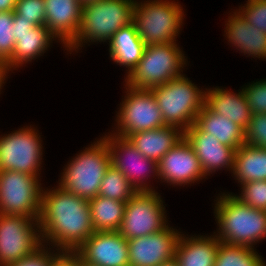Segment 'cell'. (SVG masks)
Returning <instances> with one entry per match:
<instances>
[{
  "label": "cell",
  "mask_w": 266,
  "mask_h": 266,
  "mask_svg": "<svg viewBox=\"0 0 266 266\" xmlns=\"http://www.w3.org/2000/svg\"><path fill=\"white\" fill-rule=\"evenodd\" d=\"M57 187L42 190L38 218L42 243L72 252L95 232L89 201Z\"/></svg>",
  "instance_id": "cell-1"
},
{
  "label": "cell",
  "mask_w": 266,
  "mask_h": 266,
  "mask_svg": "<svg viewBox=\"0 0 266 266\" xmlns=\"http://www.w3.org/2000/svg\"><path fill=\"white\" fill-rule=\"evenodd\" d=\"M214 215L216 237L222 243L254 249L266 238V211L241 203L232 193L217 196Z\"/></svg>",
  "instance_id": "cell-2"
},
{
  "label": "cell",
  "mask_w": 266,
  "mask_h": 266,
  "mask_svg": "<svg viewBox=\"0 0 266 266\" xmlns=\"http://www.w3.org/2000/svg\"><path fill=\"white\" fill-rule=\"evenodd\" d=\"M135 3L136 0H98L83 5L79 32L65 50L71 54L87 42H109L116 32L132 22Z\"/></svg>",
  "instance_id": "cell-3"
},
{
  "label": "cell",
  "mask_w": 266,
  "mask_h": 266,
  "mask_svg": "<svg viewBox=\"0 0 266 266\" xmlns=\"http://www.w3.org/2000/svg\"><path fill=\"white\" fill-rule=\"evenodd\" d=\"M65 166L58 186L88 201L95 198L101 181L111 166V156L106 140L99 138Z\"/></svg>",
  "instance_id": "cell-4"
},
{
  "label": "cell",
  "mask_w": 266,
  "mask_h": 266,
  "mask_svg": "<svg viewBox=\"0 0 266 266\" xmlns=\"http://www.w3.org/2000/svg\"><path fill=\"white\" fill-rule=\"evenodd\" d=\"M150 90L165 124L182 131L196 122L197 115L205 103V90H200L185 74Z\"/></svg>",
  "instance_id": "cell-5"
},
{
  "label": "cell",
  "mask_w": 266,
  "mask_h": 266,
  "mask_svg": "<svg viewBox=\"0 0 266 266\" xmlns=\"http://www.w3.org/2000/svg\"><path fill=\"white\" fill-rule=\"evenodd\" d=\"M184 15L181 5L174 0H136L132 22L146 46L167 44L177 41Z\"/></svg>",
  "instance_id": "cell-6"
},
{
  "label": "cell",
  "mask_w": 266,
  "mask_h": 266,
  "mask_svg": "<svg viewBox=\"0 0 266 266\" xmlns=\"http://www.w3.org/2000/svg\"><path fill=\"white\" fill-rule=\"evenodd\" d=\"M176 42L145 47L143 56L125 84L137 89H151L183 75L186 56ZM182 72V73H181Z\"/></svg>",
  "instance_id": "cell-7"
},
{
  "label": "cell",
  "mask_w": 266,
  "mask_h": 266,
  "mask_svg": "<svg viewBox=\"0 0 266 266\" xmlns=\"http://www.w3.org/2000/svg\"><path fill=\"white\" fill-rule=\"evenodd\" d=\"M39 178L12 170L0 171V214L38 219L43 190Z\"/></svg>",
  "instance_id": "cell-8"
},
{
  "label": "cell",
  "mask_w": 266,
  "mask_h": 266,
  "mask_svg": "<svg viewBox=\"0 0 266 266\" xmlns=\"http://www.w3.org/2000/svg\"><path fill=\"white\" fill-rule=\"evenodd\" d=\"M127 91L115 121L116 131L112 134L127 138L129 135L165 126L160 108L150 89L132 88Z\"/></svg>",
  "instance_id": "cell-9"
},
{
  "label": "cell",
  "mask_w": 266,
  "mask_h": 266,
  "mask_svg": "<svg viewBox=\"0 0 266 266\" xmlns=\"http://www.w3.org/2000/svg\"><path fill=\"white\" fill-rule=\"evenodd\" d=\"M24 126L0 137V171L12 170L39 177L43 155L41 135Z\"/></svg>",
  "instance_id": "cell-10"
},
{
  "label": "cell",
  "mask_w": 266,
  "mask_h": 266,
  "mask_svg": "<svg viewBox=\"0 0 266 266\" xmlns=\"http://www.w3.org/2000/svg\"><path fill=\"white\" fill-rule=\"evenodd\" d=\"M163 203L156 191L137 192L126 202L118 232L129 240L163 230L169 224Z\"/></svg>",
  "instance_id": "cell-11"
},
{
  "label": "cell",
  "mask_w": 266,
  "mask_h": 266,
  "mask_svg": "<svg viewBox=\"0 0 266 266\" xmlns=\"http://www.w3.org/2000/svg\"><path fill=\"white\" fill-rule=\"evenodd\" d=\"M42 244L38 219L0 214V266L17 262Z\"/></svg>",
  "instance_id": "cell-12"
},
{
  "label": "cell",
  "mask_w": 266,
  "mask_h": 266,
  "mask_svg": "<svg viewBox=\"0 0 266 266\" xmlns=\"http://www.w3.org/2000/svg\"><path fill=\"white\" fill-rule=\"evenodd\" d=\"M110 134L103 138L109 147L111 165L128 179L137 192L156 191L148 186L146 179L151 173L154 178L158 177V163L143 156L127 138Z\"/></svg>",
  "instance_id": "cell-13"
},
{
  "label": "cell",
  "mask_w": 266,
  "mask_h": 266,
  "mask_svg": "<svg viewBox=\"0 0 266 266\" xmlns=\"http://www.w3.org/2000/svg\"><path fill=\"white\" fill-rule=\"evenodd\" d=\"M180 236L167 225L159 232L127 240L129 266H159L174 259Z\"/></svg>",
  "instance_id": "cell-14"
},
{
  "label": "cell",
  "mask_w": 266,
  "mask_h": 266,
  "mask_svg": "<svg viewBox=\"0 0 266 266\" xmlns=\"http://www.w3.org/2000/svg\"><path fill=\"white\" fill-rule=\"evenodd\" d=\"M206 179L195 151L183 137L158 162V179L173 186L191 185Z\"/></svg>",
  "instance_id": "cell-15"
},
{
  "label": "cell",
  "mask_w": 266,
  "mask_h": 266,
  "mask_svg": "<svg viewBox=\"0 0 266 266\" xmlns=\"http://www.w3.org/2000/svg\"><path fill=\"white\" fill-rule=\"evenodd\" d=\"M75 252L96 266H129L128 242L118 231H95Z\"/></svg>",
  "instance_id": "cell-16"
},
{
  "label": "cell",
  "mask_w": 266,
  "mask_h": 266,
  "mask_svg": "<svg viewBox=\"0 0 266 266\" xmlns=\"http://www.w3.org/2000/svg\"><path fill=\"white\" fill-rule=\"evenodd\" d=\"M184 138L191 145L205 175L226 168L233 170L235 150L220 143L210 133L202 131L195 123L184 131Z\"/></svg>",
  "instance_id": "cell-17"
},
{
  "label": "cell",
  "mask_w": 266,
  "mask_h": 266,
  "mask_svg": "<svg viewBox=\"0 0 266 266\" xmlns=\"http://www.w3.org/2000/svg\"><path fill=\"white\" fill-rule=\"evenodd\" d=\"M44 4L45 26L67 48L79 32L83 4L79 0H44Z\"/></svg>",
  "instance_id": "cell-18"
},
{
  "label": "cell",
  "mask_w": 266,
  "mask_h": 266,
  "mask_svg": "<svg viewBox=\"0 0 266 266\" xmlns=\"http://www.w3.org/2000/svg\"><path fill=\"white\" fill-rule=\"evenodd\" d=\"M233 13L228 16L224 28L228 42L244 55L266 59V34L249 24L237 10Z\"/></svg>",
  "instance_id": "cell-19"
},
{
  "label": "cell",
  "mask_w": 266,
  "mask_h": 266,
  "mask_svg": "<svg viewBox=\"0 0 266 266\" xmlns=\"http://www.w3.org/2000/svg\"><path fill=\"white\" fill-rule=\"evenodd\" d=\"M204 105L212 112L224 116L244 131L249 125L252 112L243 90L234 93L220 87L206 88Z\"/></svg>",
  "instance_id": "cell-20"
},
{
  "label": "cell",
  "mask_w": 266,
  "mask_h": 266,
  "mask_svg": "<svg viewBox=\"0 0 266 266\" xmlns=\"http://www.w3.org/2000/svg\"><path fill=\"white\" fill-rule=\"evenodd\" d=\"M183 137L184 131L180 128L165 125L133 133L127 139L143 156L158 163Z\"/></svg>",
  "instance_id": "cell-21"
},
{
  "label": "cell",
  "mask_w": 266,
  "mask_h": 266,
  "mask_svg": "<svg viewBox=\"0 0 266 266\" xmlns=\"http://www.w3.org/2000/svg\"><path fill=\"white\" fill-rule=\"evenodd\" d=\"M185 236L182 232L175 259L179 266H214L220 240L216 235Z\"/></svg>",
  "instance_id": "cell-22"
},
{
  "label": "cell",
  "mask_w": 266,
  "mask_h": 266,
  "mask_svg": "<svg viewBox=\"0 0 266 266\" xmlns=\"http://www.w3.org/2000/svg\"><path fill=\"white\" fill-rule=\"evenodd\" d=\"M108 45L111 60L128 68L127 75L137 66L146 47L133 22L116 32Z\"/></svg>",
  "instance_id": "cell-23"
},
{
  "label": "cell",
  "mask_w": 266,
  "mask_h": 266,
  "mask_svg": "<svg viewBox=\"0 0 266 266\" xmlns=\"http://www.w3.org/2000/svg\"><path fill=\"white\" fill-rule=\"evenodd\" d=\"M54 40L57 41L46 26H35L30 32L20 35L15 42L12 58L7 62L9 69L13 71L44 55Z\"/></svg>",
  "instance_id": "cell-24"
},
{
  "label": "cell",
  "mask_w": 266,
  "mask_h": 266,
  "mask_svg": "<svg viewBox=\"0 0 266 266\" xmlns=\"http://www.w3.org/2000/svg\"><path fill=\"white\" fill-rule=\"evenodd\" d=\"M195 124L204 132L210 133L217 140L235 151L244 144L245 131L224 116L210 111L205 105L197 115Z\"/></svg>",
  "instance_id": "cell-25"
},
{
  "label": "cell",
  "mask_w": 266,
  "mask_h": 266,
  "mask_svg": "<svg viewBox=\"0 0 266 266\" xmlns=\"http://www.w3.org/2000/svg\"><path fill=\"white\" fill-rule=\"evenodd\" d=\"M232 173L241 185L266 180V149L241 145L235 151Z\"/></svg>",
  "instance_id": "cell-26"
},
{
  "label": "cell",
  "mask_w": 266,
  "mask_h": 266,
  "mask_svg": "<svg viewBox=\"0 0 266 266\" xmlns=\"http://www.w3.org/2000/svg\"><path fill=\"white\" fill-rule=\"evenodd\" d=\"M126 202L97 195L89 200L90 214L95 231H118L124 217Z\"/></svg>",
  "instance_id": "cell-27"
},
{
  "label": "cell",
  "mask_w": 266,
  "mask_h": 266,
  "mask_svg": "<svg viewBox=\"0 0 266 266\" xmlns=\"http://www.w3.org/2000/svg\"><path fill=\"white\" fill-rule=\"evenodd\" d=\"M256 249L219 242L214 266H266Z\"/></svg>",
  "instance_id": "cell-28"
},
{
  "label": "cell",
  "mask_w": 266,
  "mask_h": 266,
  "mask_svg": "<svg viewBox=\"0 0 266 266\" xmlns=\"http://www.w3.org/2000/svg\"><path fill=\"white\" fill-rule=\"evenodd\" d=\"M136 193L128 179L112 165L107 169L98 191L102 197L122 202H127Z\"/></svg>",
  "instance_id": "cell-29"
},
{
  "label": "cell",
  "mask_w": 266,
  "mask_h": 266,
  "mask_svg": "<svg viewBox=\"0 0 266 266\" xmlns=\"http://www.w3.org/2000/svg\"><path fill=\"white\" fill-rule=\"evenodd\" d=\"M241 193L234 195L241 203L266 211V180L243 183Z\"/></svg>",
  "instance_id": "cell-30"
},
{
  "label": "cell",
  "mask_w": 266,
  "mask_h": 266,
  "mask_svg": "<svg viewBox=\"0 0 266 266\" xmlns=\"http://www.w3.org/2000/svg\"><path fill=\"white\" fill-rule=\"evenodd\" d=\"M13 18L14 11H0V59L6 63L15 48Z\"/></svg>",
  "instance_id": "cell-31"
},
{
  "label": "cell",
  "mask_w": 266,
  "mask_h": 266,
  "mask_svg": "<svg viewBox=\"0 0 266 266\" xmlns=\"http://www.w3.org/2000/svg\"><path fill=\"white\" fill-rule=\"evenodd\" d=\"M14 15L16 19H26L36 26H45L44 0H16Z\"/></svg>",
  "instance_id": "cell-32"
},
{
  "label": "cell",
  "mask_w": 266,
  "mask_h": 266,
  "mask_svg": "<svg viewBox=\"0 0 266 266\" xmlns=\"http://www.w3.org/2000/svg\"><path fill=\"white\" fill-rule=\"evenodd\" d=\"M244 144L266 149V113L251 115L244 133Z\"/></svg>",
  "instance_id": "cell-33"
},
{
  "label": "cell",
  "mask_w": 266,
  "mask_h": 266,
  "mask_svg": "<svg viewBox=\"0 0 266 266\" xmlns=\"http://www.w3.org/2000/svg\"><path fill=\"white\" fill-rule=\"evenodd\" d=\"M252 114L266 113V79H261L241 88Z\"/></svg>",
  "instance_id": "cell-34"
},
{
  "label": "cell",
  "mask_w": 266,
  "mask_h": 266,
  "mask_svg": "<svg viewBox=\"0 0 266 266\" xmlns=\"http://www.w3.org/2000/svg\"><path fill=\"white\" fill-rule=\"evenodd\" d=\"M244 6L236 9L249 24L266 34V0L246 1Z\"/></svg>",
  "instance_id": "cell-35"
},
{
  "label": "cell",
  "mask_w": 266,
  "mask_h": 266,
  "mask_svg": "<svg viewBox=\"0 0 266 266\" xmlns=\"http://www.w3.org/2000/svg\"><path fill=\"white\" fill-rule=\"evenodd\" d=\"M46 244H42L33 253L23 257L15 263H11L7 266H51L52 261L62 252L55 248L51 251L47 249ZM46 247V248H45Z\"/></svg>",
  "instance_id": "cell-36"
},
{
  "label": "cell",
  "mask_w": 266,
  "mask_h": 266,
  "mask_svg": "<svg viewBox=\"0 0 266 266\" xmlns=\"http://www.w3.org/2000/svg\"><path fill=\"white\" fill-rule=\"evenodd\" d=\"M51 266H77V253L75 251H62L52 261Z\"/></svg>",
  "instance_id": "cell-37"
},
{
  "label": "cell",
  "mask_w": 266,
  "mask_h": 266,
  "mask_svg": "<svg viewBox=\"0 0 266 266\" xmlns=\"http://www.w3.org/2000/svg\"><path fill=\"white\" fill-rule=\"evenodd\" d=\"M12 26L14 28V39L16 42L20 35L30 32V30H32L36 25L26 19H16V16L14 15Z\"/></svg>",
  "instance_id": "cell-38"
},
{
  "label": "cell",
  "mask_w": 266,
  "mask_h": 266,
  "mask_svg": "<svg viewBox=\"0 0 266 266\" xmlns=\"http://www.w3.org/2000/svg\"><path fill=\"white\" fill-rule=\"evenodd\" d=\"M10 71L11 70L9 69L8 64L0 59V91L4 86L3 84L6 83L4 81L7 79V74H9Z\"/></svg>",
  "instance_id": "cell-39"
},
{
  "label": "cell",
  "mask_w": 266,
  "mask_h": 266,
  "mask_svg": "<svg viewBox=\"0 0 266 266\" xmlns=\"http://www.w3.org/2000/svg\"><path fill=\"white\" fill-rule=\"evenodd\" d=\"M16 0H0V11H14Z\"/></svg>",
  "instance_id": "cell-40"
},
{
  "label": "cell",
  "mask_w": 266,
  "mask_h": 266,
  "mask_svg": "<svg viewBox=\"0 0 266 266\" xmlns=\"http://www.w3.org/2000/svg\"><path fill=\"white\" fill-rule=\"evenodd\" d=\"M77 266H96V265L84 261V260H83V259L77 254Z\"/></svg>",
  "instance_id": "cell-41"
},
{
  "label": "cell",
  "mask_w": 266,
  "mask_h": 266,
  "mask_svg": "<svg viewBox=\"0 0 266 266\" xmlns=\"http://www.w3.org/2000/svg\"><path fill=\"white\" fill-rule=\"evenodd\" d=\"M159 266H179L178 261L174 258L165 263L160 264Z\"/></svg>",
  "instance_id": "cell-42"
},
{
  "label": "cell",
  "mask_w": 266,
  "mask_h": 266,
  "mask_svg": "<svg viewBox=\"0 0 266 266\" xmlns=\"http://www.w3.org/2000/svg\"><path fill=\"white\" fill-rule=\"evenodd\" d=\"M83 5L87 4V3H90V2H95V1H98V0H79Z\"/></svg>",
  "instance_id": "cell-43"
}]
</instances>
